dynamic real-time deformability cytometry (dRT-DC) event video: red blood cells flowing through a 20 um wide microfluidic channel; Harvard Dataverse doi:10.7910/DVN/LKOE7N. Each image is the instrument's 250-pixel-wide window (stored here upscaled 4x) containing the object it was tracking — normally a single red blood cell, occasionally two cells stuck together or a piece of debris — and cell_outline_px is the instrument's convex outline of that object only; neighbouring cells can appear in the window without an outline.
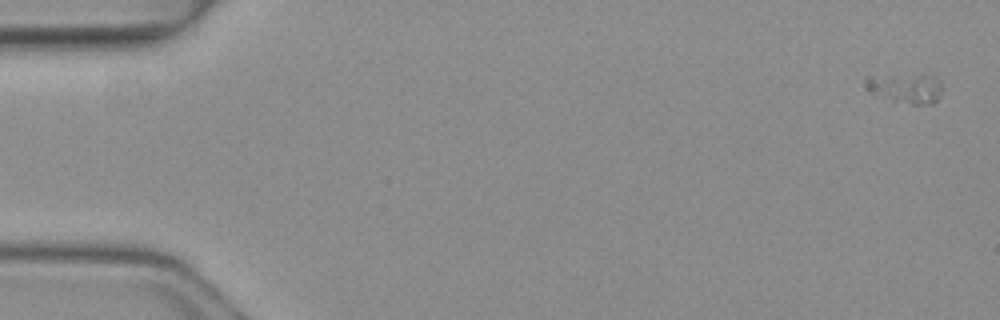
{"species": "common noctule bat (a hibernating species)", "species_latin": "Nyctalus noctula", "temperature_condition": "warm", "stored_images_in_passage": 7, "camera_frame_rate_fps": 3000, "um_per_image_px": 0.085, "animal": {"sex": "female", "body_mass_g": 19.3, "forearm_length_mm": 54.1}, "frame": {"image": 1, "passage_image": 1, "time_ms": 0.0, "image_size_px": [1000, 320], "cell_outline_px": [[940, 92], [936, 100], [932, 104], [912, 104], [872, 96], [864, 80], [864, 76], [932, 76], [940, 80]], "centroid_in_image_um": [76.91, 7.52], "position_along_channel_um": 8.1, "area_um2": 12.89}}
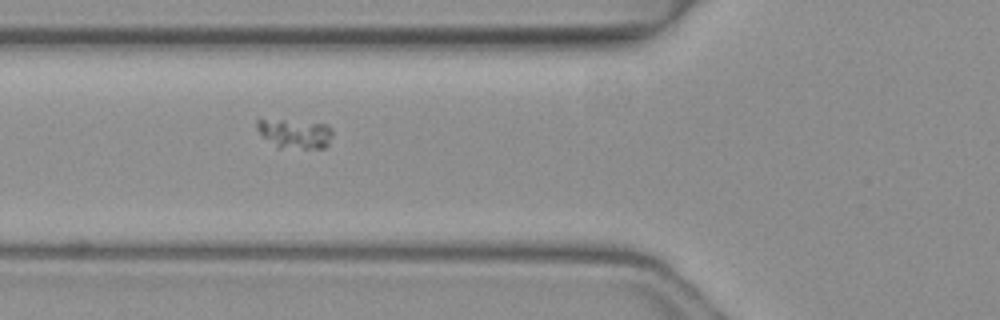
{"frame": {"image": 2, "passage_image": 6, "time_ms": 1.667, "image_size_px": [1000, 320], "cell_outline_px": [[332, 136], [328, 144], [324, 148], [276, 148], [256, 128], [256, 120], [260, 116], [328, 124], [332, 128]], "centroid_in_image_um": [25.02, 11.3], "position_along_channel_um": 100.8, "area_um2": 13.53}}
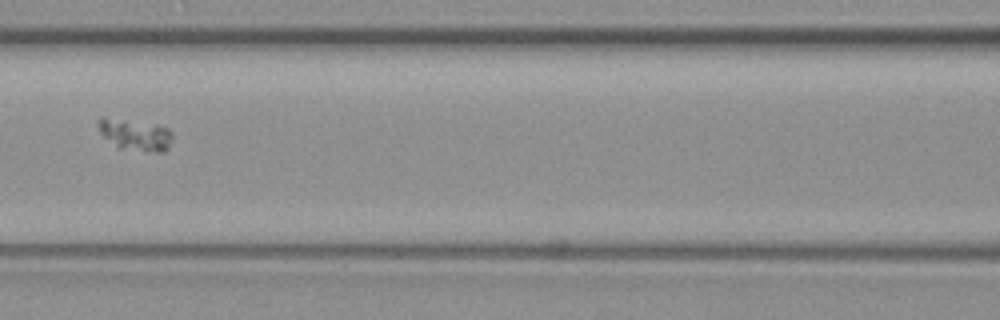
{"frame": {"image": 3, "passage_image": 7, "time_ms": 2.0, "image_size_px": [1000, 320], "cell_outline_px": [[172, 136], [168, 148], [164, 152], [156, 152], [116, 148], [100, 132], [96, 120], [100, 116], [104, 116], [168, 128], [172, 132]], "centroid_in_image_um": [11.44, 11.46], "position_along_channel_um": 155.2, "area_um2": 13.47}}